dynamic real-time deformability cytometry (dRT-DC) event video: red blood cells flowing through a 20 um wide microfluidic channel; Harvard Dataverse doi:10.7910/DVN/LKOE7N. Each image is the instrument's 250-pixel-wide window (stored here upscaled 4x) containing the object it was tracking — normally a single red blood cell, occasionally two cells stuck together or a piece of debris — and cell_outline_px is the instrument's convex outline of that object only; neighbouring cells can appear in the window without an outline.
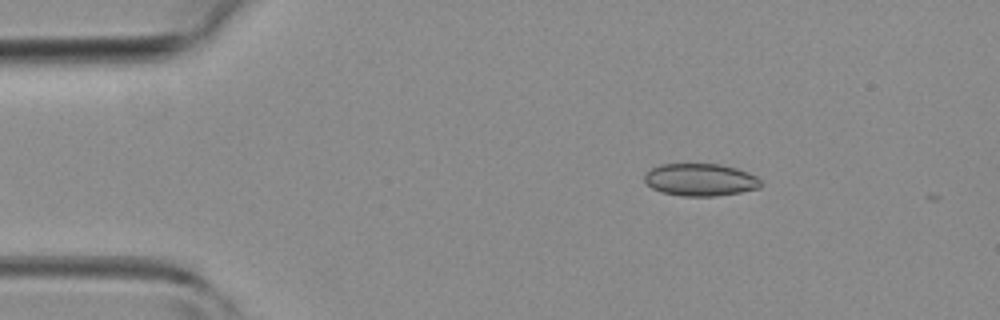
{"species": "common noctule bat (a hibernating species)", "species_latin": "Nyctalus noctula", "temperature_condition": "room temperature", "stored_images_in_passage": 3, "camera_frame_rate_fps": 3000, "um_per_image_px": 0.085, "animal": {"sex": "female", "body_mass_g": 19.3, "forearm_length_mm": 54.1}, "frame": {"image": 1, "passage_image": 2, "time_ms": 1.333, "image_size_px": [1000, 320], "cell_outline_px": [[760, 188], [740, 192], [716, 196], [680, 196], [660, 192], [652, 188], [644, 180], [644, 176], [652, 168], [660, 164], [720, 164], [736, 168], [756, 176], [760, 180]], "centroid_in_image_um": [59.51, 15.28], "position_along_channel_um": 25.5, "area_um2": 21.91}}